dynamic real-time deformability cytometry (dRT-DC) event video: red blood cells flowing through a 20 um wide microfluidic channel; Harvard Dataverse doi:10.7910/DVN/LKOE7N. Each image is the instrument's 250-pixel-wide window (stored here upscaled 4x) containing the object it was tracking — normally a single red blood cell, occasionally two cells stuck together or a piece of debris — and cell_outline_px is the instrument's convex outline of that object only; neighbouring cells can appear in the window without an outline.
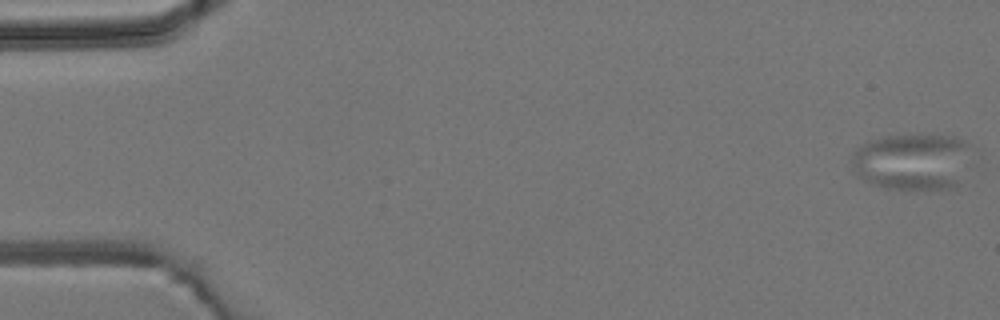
{"species": "common noctule bat (a hibernating species)", "species_latin": "Nyctalus noctula", "temperature_condition": "room temperature", "stored_images_in_passage": 5, "camera_frame_rate_fps": 3000, "um_per_image_px": 0.085, "animal": {"sex": "male", "body_mass_g": 19.2, "forearm_length_mm": 51.8}, "frame": {"image": 1, "passage_image": 1, "time_ms": 0.0, "image_size_px": [1000, 320], "cell_outline_px": [[972, 144], [956, 188], [908, 192], [884, 188], [864, 180], [856, 176], [852, 164], [852, 152], [856, 148], [868, 140], [884, 136], [916, 132], [920, 132], [956, 136]], "centroid_in_image_um": [77.52, 13.72], "position_along_channel_um": 7.5, "area_um2": 41.21}}